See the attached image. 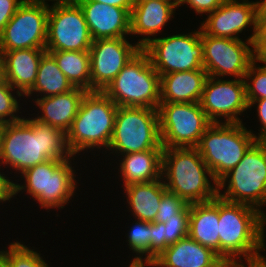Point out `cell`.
Wrapping results in <instances>:
<instances>
[{"mask_svg":"<svg viewBox=\"0 0 266 267\" xmlns=\"http://www.w3.org/2000/svg\"><path fill=\"white\" fill-rule=\"evenodd\" d=\"M73 87L91 92L89 51H47Z\"/></svg>","mask_w":266,"mask_h":267,"instance_id":"obj_28","label":"cell"},{"mask_svg":"<svg viewBox=\"0 0 266 267\" xmlns=\"http://www.w3.org/2000/svg\"><path fill=\"white\" fill-rule=\"evenodd\" d=\"M142 50L148 55L151 65L160 76L204 69L200 26L197 31L186 34L184 32L156 37Z\"/></svg>","mask_w":266,"mask_h":267,"instance_id":"obj_10","label":"cell"},{"mask_svg":"<svg viewBox=\"0 0 266 267\" xmlns=\"http://www.w3.org/2000/svg\"><path fill=\"white\" fill-rule=\"evenodd\" d=\"M123 188L128 210L133 218L155 222L163 193L167 190L163 180L132 184Z\"/></svg>","mask_w":266,"mask_h":267,"instance_id":"obj_26","label":"cell"},{"mask_svg":"<svg viewBox=\"0 0 266 267\" xmlns=\"http://www.w3.org/2000/svg\"><path fill=\"white\" fill-rule=\"evenodd\" d=\"M5 124L3 122H0V148H1V138H2V132L4 129Z\"/></svg>","mask_w":266,"mask_h":267,"instance_id":"obj_48","label":"cell"},{"mask_svg":"<svg viewBox=\"0 0 266 267\" xmlns=\"http://www.w3.org/2000/svg\"><path fill=\"white\" fill-rule=\"evenodd\" d=\"M165 250V237L162 233V222H151V261Z\"/></svg>","mask_w":266,"mask_h":267,"instance_id":"obj_36","label":"cell"},{"mask_svg":"<svg viewBox=\"0 0 266 267\" xmlns=\"http://www.w3.org/2000/svg\"><path fill=\"white\" fill-rule=\"evenodd\" d=\"M32 115L5 124L2 132L0 164L10 166L15 175L48 160H68L74 156L64 131L41 123Z\"/></svg>","mask_w":266,"mask_h":267,"instance_id":"obj_1","label":"cell"},{"mask_svg":"<svg viewBox=\"0 0 266 267\" xmlns=\"http://www.w3.org/2000/svg\"><path fill=\"white\" fill-rule=\"evenodd\" d=\"M186 205L187 203L182 198L166 190L159 204L155 221L166 223L168 220L177 219V214Z\"/></svg>","mask_w":266,"mask_h":267,"instance_id":"obj_34","label":"cell"},{"mask_svg":"<svg viewBox=\"0 0 266 267\" xmlns=\"http://www.w3.org/2000/svg\"><path fill=\"white\" fill-rule=\"evenodd\" d=\"M76 156L68 160H48L28 168L21 173L24 183L13 182V197L23 191L39 203V208L63 209L68 205L78 187L75 167L72 165ZM23 178V179H22ZM23 190V191H22ZM26 190V191H25ZM68 203V204H67Z\"/></svg>","mask_w":266,"mask_h":267,"instance_id":"obj_5","label":"cell"},{"mask_svg":"<svg viewBox=\"0 0 266 267\" xmlns=\"http://www.w3.org/2000/svg\"><path fill=\"white\" fill-rule=\"evenodd\" d=\"M162 180L168 191L187 204L208 202L218 196V182L196 147L163 148Z\"/></svg>","mask_w":266,"mask_h":267,"instance_id":"obj_3","label":"cell"},{"mask_svg":"<svg viewBox=\"0 0 266 267\" xmlns=\"http://www.w3.org/2000/svg\"><path fill=\"white\" fill-rule=\"evenodd\" d=\"M24 0H0V34Z\"/></svg>","mask_w":266,"mask_h":267,"instance_id":"obj_38","label":"cell"},{"mask_svg":"<svg viewBox=\"0 0 266 267\" xmlns=\"http://www.w3.org/2000/svg\"><path fill=\"white\" fill-rule=\"evenodd\" d=\"M225 0H177L178 7L184 4L189 5V8L197 15L208 14L218 8Z\"/></svg>","mask_w":266,"mask_h":267,"instance_id":"obj_35","label":"cell"},{"mask_svg":"<svg viewBox=\"0 0 266 267\" xmlns=\"http://www.w3.org/2000/svg\"><path fill=\"white\" fill-rule=\"evenodd\" d=\"M176 8L177 0H148L135 4L131 9L130 38L141 35L136 44L144 48L172 20Z\"/></svg>","mask_w":266,"mask_h":267,"instance_id":"obj_19","label":"cell"},{"mask_svg":"<svg viewBox=\"0 0 266 267\" xmlns=\"http://www.w3.org/2000/svg\"><path fill=\"white\" fill-rule=\"evenodd\" d=\"M256 141L252 129L243 123H211L196 148L218 182Z\"/></svg>","mask_w":266,"mask_h":267,"instance_id":"obj_7","label":"cell"},{"mask_svg":"<svg viewBox=\"0 0 266 267\" xmlns=\"http://www.w3.org/2000/svg\"><path fill=\"white\" fill-rule=\"evenodd\" d=\"M0 52L4 59L5 80L24 96L36 81L38 65L46 49L29 48Z\"/></svg>","mask_w":266,"mask_h":267,"instance_id":"obj_22","label":"cell"},{"mask_svg":"<svg viewBox=\"0 0 266 267\" xmlns=\"http://www.w3.org/2000/svg\"><path fill=\"white\" fill-rule=\"evenodd\" d=\"M253 267H260V262L256 263Z\"/></svg>","mask_w":266,"mask_h":267,"instance_id":"obj_53","label":"cell"},{"mask_svg":"<svg viewBox=\"0 0 266 267\" xmlns=\"http://www.w3.org/2000/svg\"><path fill=\"white\" fill-rule=\"evenodd\" d=\"M220 257L224 261L266 260V216L259 210L219 197ZM243 259V260H242Z\"/></svg>","mask_w":266,"mask_h":267,"instance_id":"obj_2","label":"cell"},{"mask_svg":"<svg viewBox=\"0 0 266 267\" xmlns=\"http://www.w3.org/2000/svg\"><path fill=\"white\" fill-rule=\"evenodd\" d=\"M224 260L189 235L170 244L154 260L157 267H218Z\"/></svg>","mask_w":266,"mask_h":267,"instance_id":"obj_21","label":"cell"},{"mask_svg":"<svg viewBox=\"0 0 266 267\" xmlns=\"http://www.w3.org/2000/svg\"><path fill=\"white\" fill-rule=\"evenodd\" d=\"M219 197L189 204L188 235L220 256Z\"/></svg>","mask_w":266,"mask_h":267,"instance_id":"obj_25","label":"cell"},{"mask_svg":"<svg viewBox=\"0 0 266 267\" xmlns=\"http://www.w3.org/2000/svg\"><path fill=\"white\" fill-rule=\"evenodd\" d=\"M31 248L24 245L23 241L16 240L4 250L0 249V259L6 267H50L42 258L41 253L34 251L36 250L34 247Z\"/></svg>","mask_w":266,"mask_h":267,"instance_id":"obj_29","label":"cell"},{"mask_svg":"<svg viewBox=\"0 0 266 267\" xmlns=\"http://www.w3.org/2000/svg\"><path fill=\"white\" fill-rule=\"evenodd\" d=\"M256 46L258 60L266 63V36H258Z\"/></svg>","mask_w":266,"mask_h":267,"instance_id":"obj_40","label":"cell"},{"mask_svg":"<svg viewBox=\"0 0 266 267\" xmlns=\"http://www.w3.org/2000/svg\"><path fill=\"white\" fill-rule=\"evenodd\" d=\"M160 75L141 49L103 91L117 106L158 109Z\"/></svg>","mask_w":266,"mask_h":267,"instance_id":"obj_8","label":"cell"},{"mask_svg":"<svg viewBox=\"0 0 266 267\" xmlns=\"http://www.w3.org/2000/svg\"><path fill=\"white\" fill-rule=\"evenodd\" d=\"M74 1L84 14L93 40L130 36L132 8H120L91 0Z\"/></svg>","mask_w":266,"mask_h":267,"instance_id":"obj_18","label":"cell"},{"mask_svg":"<svg viewBox=\"0 0 266 267\" xmlns=\"http://www.w3.org/2000/svg\"><path fill=\"white\" fill-rule=\"evenodd\" d=\"M249 109L251 110V107H256V115L258 117V122H260L259 133L256 135L254 133V137L257 139V141H266V98L265 99H258L252 101L249 105Z\"/></svg>","mask_w":266,"mask_h":267,"instance_id":"obj_37","label":"cell"},{"mask_svg":"<svg viewBox=\"0 0 266 267\" xmlns=\"http://www.w3.org/2000/svg\"><path fill=\"white\" fill-rule=\"evenodd\" d=\"M208 77L204 69L160 76V103H199Z\"/></svg>","mask_w":266,"mask_h":267,"instance_id":"obj_23","label":"cell"},{"mask_svg":"<svg viewBox=\"0 0 266 267\" xmlns=\"http://www.w3.org/2000/svg\"><path fill=\"white\" fill-rule=\"evenodd\" d=\"M127 231V245L134 254L132 260L151 261V222L135 219Z\"/></svg>","mask_w":266,"mask_h":267,"instance_id":"obj_30","label":"cell"},{"mask_svg":"<svg viewBox=\"0 0 266 267\" xmlns=\"http://www.w3.org/2000/svg\"><path fill=\"white\" fill-rule=\"evenodd\" d=\"M189 204H187L178 214L177 219L162 222V233L165 237V249L181 238L188 236Z\"/></svg>","mask_w":266,"mask_h":267,"instance_id":"obj_33","label":"cell"},{"mask_svg":"<svg viewBox=\"0 0 266 267\" xmlns=\"http://www.w3.org/2000/svg\"><path fill=\"white\" fill-rule=\"evenodd\" d=\"M150 267V261H136L131 260L128 267Z\"/></svg>","mask_w":266,"mask_h":267,"instance_id":"obj_45","label":"cell"},{"mask_svg":"<svg viewBox=\"0 0 266 267\" xmlns=\"http://www.w3.org/2000/svg\"><path fill=\"white\" fill-rule=\"evenodd\" d=\"M201 41L203 68L208 76L244 79L250 65L257 59L256 43L247 39L213 37L201 29Z\"/></svg>","mask_w":266,"mask_h":267,"instance_id":"obj_12","label":"cell"},{"mask_svg":"<svg viewBox=\"0 0 266 267\" xmlns=\"http://www.w3.org/2000/svg\"><path fill=\"white\" fill-rule=\"evenodd\" d=\"M255 264L247 261H223L218 267H253Z\"/></svg>","mask_w":266,"mask_h":267,"instance_id":"obj_42","label":"cell"},{"mask_svg":"<svg viewBox=\"0 0 266 267\" xmlns=\"http://www.w3.org/2000/svg\"><path fill=\"white\" fill-rule=\"evenodd\" d=\"M140 50L129 38L93 40L89 50L91 91H104Z\"/></svg>","mask_w":266,"mask_h":267,"instance_id":"obj_16","label":"cell"},{"mask_svg":"<svg viewBox=\"0 0 266 267\" xmlns=\"http://www.w3.org/2000/svg\"><path fill=\"white\" fill-rule=\"evenodd\" d=\"M144 1H148V0H133V4H137V3H140V2H144Z\"/></svg>","mask_w":266,"mask_h":267,"instance_id":"obj_49","label":"cell"},{"mask_svg":"<svg viewBox=\"0 0 266 267\" xmlns=\"http://www.w3.org/2000/svg\"><path fill=\"white\" fill-rule=\"evenodd\" d=\"M200 28L213 37L242 39L243 30L252 28L247 40L255 42L258 38L256 1L225 0L201 22ZM250 28V29H248Z\"/></svg>","mask_w":266,"mask_h":267,"instance_id":"obj_17","label":"cell"},{"mask_svg":"<svg viewBox=\"0 0 266 267\" xmlns=\"http://www.w3.org/2000/svg\"><path fill=\"white\" fill-rule=\"evenodd\" d=\"M258 36H266V16H257Z\"/></svg>","mask_w":266,"mask_h":267,"instance_id":"obj_43","label":"cell"},{"mask_svg":"<svg viewBox=\"0 0 266 267\" xmlns=\"http://www.w3.org/2000/svg\"><path fill=\"white\" fill-rule=\"evenodd\" d=\"M118 106L103 92H87L82 99L78 113L66 141L74 156L87 150L108 149L114 132V121ZM95 148V149H94ZM93 149V150H90Z\"/></svg>","mask_w":266,"mask_h":267,"instance_id":"obj_4","label":"cell"},{"mask_svg":"<svg viewBox=\"0 0 266 267\" xmlns=\"http://www.w3.org/2000/svg\"><path fill=\"white\" fill-rule=\"evenodd\" d=\"M20 97L22 98L24 96L14 89L6 80L0 82V122L8 124L17 122L23 118L22 114L21 116L17 115L18 113H22L19 112L21 108Z\"/></svg>","mask_w":266,"mask_h":267,"instance_id":"obj_32","label":"cell"},{"mask_svg":"<svg viewBox=\"0 0 266 267\" xmlns=\"http://www.w3.org/2000/svg\"><path fill=\"white\" fill-rule=\"evenodd\" d=\"M4 80V59L2 53L0 52V82Z\"/></svg>","mask_w":266,"mask_h":267,"instance_id":"obj_46","label":"cell"},{"mask_svg":"<svg viewBox=\"0 0 266 267\" xmlns=\"http://www.w3.org/2000/svg\"><path fill=\"white\" fill-rule=\"evenodd\" d=\"M86 93V90L74 87L66 93L54 96L35 97V99L32 97L33 103H36L35 106L40 109L34 119L66 133L70 129ZM39 113L41 114L39 115Z\"/></svg>","mask_w":266,"mask_h":267,"instance_id":"obj_20","label":"cell"},{"mask_svg":"<svg viewBox=\"0 0 266 267\" xmlns=\"http://www.w3.org/2000/svg\"><path fill=\"white\" fill-rule=\"evenodd\" d=\"M162 156V145L157 149L120 155L118 175L121 174L123 187L162 179Z\"/></svg>","mask_w":266,"mask_h":267,"instance_id":"obj_24","label":"cell"},{"mask_svg":"<svg viewBox=\"0 0 266 267\" xmlns=\"http://www.w3.org/2000/svg\"><path fill=\"white\" fill-rule=\"evenodd\" d=\"M47 2L24 1L0 34V51L46 49Z\"/></svg>","mask_w":266,"mask_h":267,"instance_id":"obj_14","label":"cell"},{"mask_svg":"<svg viewBox=\"0 0 266 267\" xmlns=\"http://www.w3.org/2000/svg\"><path fill=\"white\" fill-rule=\"evenodd\" d=\"M0 168L1 165H0ZM6 175V176H5ZM8 174H3L0 172V203L7 202L14 198L13 197V182L16 180H11L7 177Z\"/></svg>","mask_w":266,"mask_h":267,"instance_id":"obj_39","label":"cell"},{"mask_svg":"<svg viewBox=\"0 0 266 267\" xmlns=\"http://www.w3.org/2000/svg\"><path fill=\"white\" fill-rule=\"evenodd\" d=\"M24 1H35V2H47L48 3V1L50 2H57V1H64V0H24Z\"/></svg>","mask_w":266,"mask_h":267,"instance_id":"obj_47","label":"cell"},{"mask_svg":"<svg viewBox=\"0 0 266 267\" xmlns=\"http://www.w3.org/2000/svg\"><path fill=\"white\" fill-rule=\"evenodd\" d=\"M260 267H266V260L260 262Z\"/></svg>","mask_w":266,"mask_h":267,"instance_id":"obj_50","label":"cell"},{"mask_svg":"<svg viewBox=\"0 0 266 267\" xmlns=\"http://www.w3.org/2000/svg\"><path fill=\"white\" fill-rule=\"evenodd\" d=\"M258 63H262V66ZM245 91L248 105L258 99L266 98V63L258 58L250 65L245 77Z\"/></svg>","mask_w":266,"mask_h":267,"instance_id":"obj_31","label":"cell"},{"mask_svg":"<svg viewBox=\"0 0 266 267\" xmlns=\"http://www.w3.org/2000/svg\"><path fill=\"white\" fill-rule=\"evenodd\" d=\"M92 41L84 14L74 0L49 5L46 51H89Z\"/></svg>","mask_w":266,"mask_h":267,"instance_id":"obj_13","label":"cell"},{"mask_svg":"<svg viewBox=\"0 0 266 267\" xmlns=\"http://www.w3.org/2000/svg\"><path fill=\"white\" fill-rule=\"evenodd\" d=\"M158 114L163 148L197 147L212 123L199 103H160Z\"/></svg>","mask_w":266,"mask_h":267,"instance_id":"obj_11","label":"cell"},{"mask_svg":"<svg viewBox=\"0 0 266 267\" xmlns=\"http://www.w3.org/2000/svg\"><path fill=\"white\" fill-rule=\"evenodd\" d=\"M0 267H6L5 264L2 262L1 259H0Z\"/></svg>","mask_w":266,"mask_h":267,"instance_id":"obj_52","label":"cell"},{"mask_svg":"<svg viewBox=\"0 0 266 267\" xmlns=\"http://www.w3.org/2000/svg\"><path fill=\"white\" fill-rule=\"evenodd\" d=\"M91 1H97L103 4L120 8H132L134 6L133 0H91Z\"/></svg>","mask_w":266,"mask_h":267,"instance_id":"obj_41","label":"cell"},{"mask_svg":"<svg viewBox=\"0 0 266 267\" xmlns=\"http://www.w3.org/2000/svg\"><path fill=\"white\" fill-rule=\"evenodd\" d=\"M217 184L221 199L251 206L266 216L262 208L266 205V141H256Z\"/></svg>","mask_w":266,"mask_h":267,"instance_id":"obj_6","label":"cell"},{"mask_svg":"<svg viewBox=\"0 0 266 267\" xmlns=\"http://www.w3.org/2000/svg\"><path fill=\"white\" fill-rule=\"evenodd\" d=\"M160 145L158 109L118 106L114 132L106 151L120 156L157 149Z\"/></svg>","mask_w":266,"mask_h":267,"instance_id":"obj_9","label":"cell"},{"mask_svg":"<svg viewBox=\"0 0 266 267\" xmlns=\"http://www.w3.org/2000/svg\"><path fill=\"white\" fill-rule=\"evenodd\" d=\"M199 104L212 123H243L240 116L249 111L244 79L208 76Z\"/></svg>","mask_w":266,"mask_h":267,"instance_id":"obj_15","label":"cell"},{"mask_svg":"<svg viewBox=\"0 0 266 267\" xmlns=\"http://www.w3.org/2000/svg\"><path fill=\"white\" fill-rule=\"evenodd\" d=\"M150 267H157L153 261H150Z\"/></svg>","mask_w":266,"mask_h":267,"instance_id":"obj_51","label":"cell"},{"mask_svg":"<svg viewBox=\"0 0 266 267\" xmlns=\"http://www.w3.org/2000/svg\"><path fill=\"white\" fill-rule=\"evenodd\" d=\"M73 88V85L59 69L54 57L46 51L39 62L36 81L24 97L31 98L33 93L38 94H36L37 98L39 95V98L49 97L66 93Z\"/></svg>","mask_w":266,"mask_h":267,"instance_id":"obj_27","label":"cell"},{"mask_svg":"<svg viewBox=\"0 0 266 267\" xmlns=\"http://www.w3.org/2000/svg\"><path fill=\"white\" fill-rule=\"evenodd\" d=\"M257 16H266V0L256 1Z\"/></svg>","mask_w":266,"mask_h":267,"instance_id":"obj_44","label":"cell"}]
</instances>
